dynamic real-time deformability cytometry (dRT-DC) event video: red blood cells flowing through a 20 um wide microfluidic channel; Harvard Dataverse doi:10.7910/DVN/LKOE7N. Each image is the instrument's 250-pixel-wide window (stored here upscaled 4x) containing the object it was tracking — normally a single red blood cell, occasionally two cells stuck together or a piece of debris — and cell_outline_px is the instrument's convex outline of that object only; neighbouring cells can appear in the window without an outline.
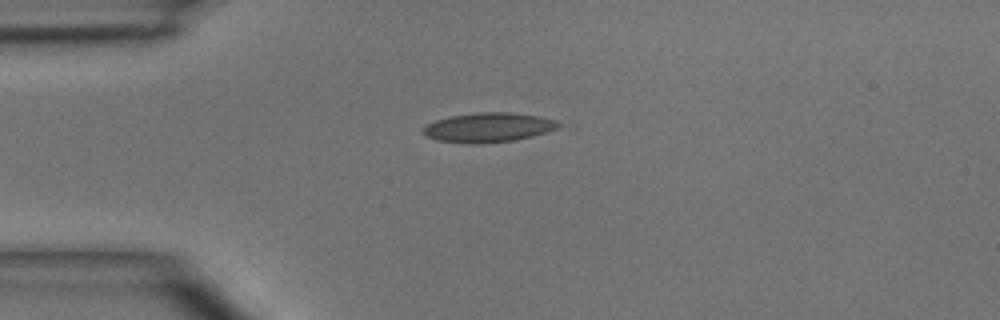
{"species": "common noctule bat (a hibernating species)", "species_latin": "Nyctalus noctula", "temperature_condition": "room temperature", "stored_images_in_passage": 1, "camera_frame_rate_fps": 3000, "um_per_image_px": 0.085, "animal": {"sex": "male", "body_mass_g": 15.6}, "frame": {"image": 1, "passage_image": 1, "time_ms": 0.0, "image_size_px": [1000, 320], "cell_outline_px": [[560, 124], [556, 128], [532, 136], [512, 140], [476, 144], [472, 144], [436, 140], [428, 136], [424, 132], [424, 128], [428, 124], [436, 120], [452, 116], [476, 112], [508, 112], [536, 116], [556, 120]], "centroid_in_image_um": [41.49, 10.83], "position_along_channel_um": 43.5, "area_um2": 22.72}}